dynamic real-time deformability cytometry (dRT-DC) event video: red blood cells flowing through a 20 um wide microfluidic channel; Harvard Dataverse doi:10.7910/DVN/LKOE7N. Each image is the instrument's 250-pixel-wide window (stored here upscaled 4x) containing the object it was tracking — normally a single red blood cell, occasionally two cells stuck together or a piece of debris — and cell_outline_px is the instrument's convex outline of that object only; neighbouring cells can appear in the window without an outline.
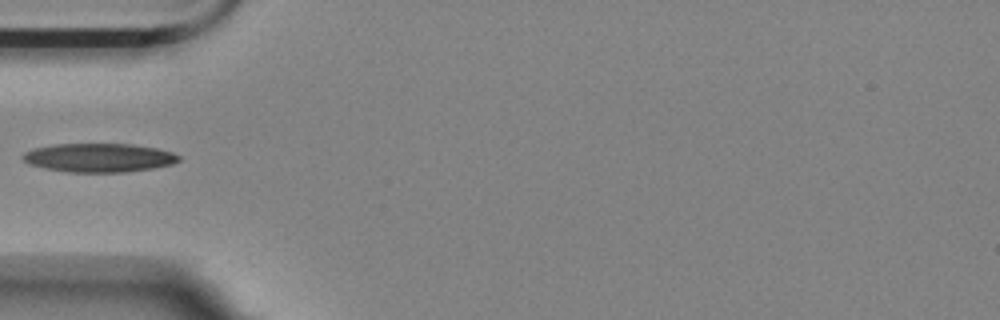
{"species": "Egyptian fruit bat (a non-hibernating species)", "species_latin": "Rousettus aegyptiacus", "temperature_condition": "room temperature", "stored_images_in_passage": 36, "camera_frame_rate_fps": 3000, "um_per_image_px": 0.085, "animal": {"sex": "female"}, "frame": {"image": 1, "passage_image": 1, "time_ms": 0.0, "image_size_px": [1000, 320], "cell_outline_px": [[180, 160], [172, 164], [152, 168], [124, 172], [68, 172], [44, 168], [28, 164], [20, 156], [24, 152], [32, 148], [56, 144], [132, 144], [156, 148], [172, 152], [180, 156]], "centroid_in_image_um": [8.37, 13.4], "position_along_channel_um": 76.6, "area_um2": 26.18}}
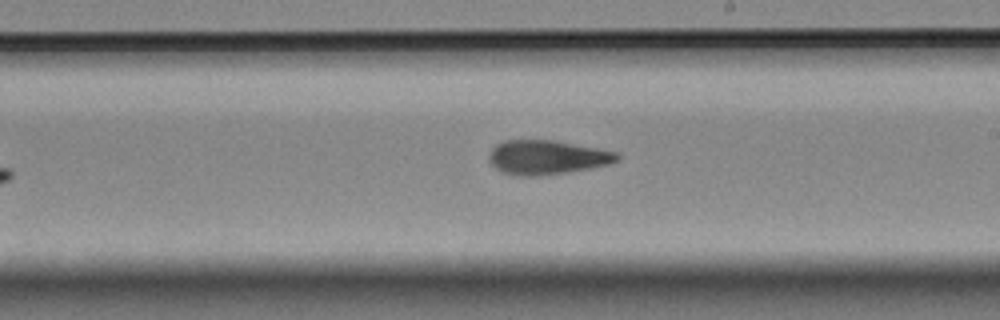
{"frame": {"image": 2, "passage_image": 15, "time_ms": 4.667, "image_size_px": [1000, 320], "cell_outline_px": [[620, 160], [608, 164], [592, 168], [568, 172], [540, 176], [516, 176], [500, 172], [492, 164], [488, 156], [492, 148], [496, 144], [504, 140], [552, 140], [596, 148], [616, 152], [620, 156]], "centroid_in_image_um": [46.47, 13.38], "position_along_channel_um": 242.5, "area_um2": 25.61}}
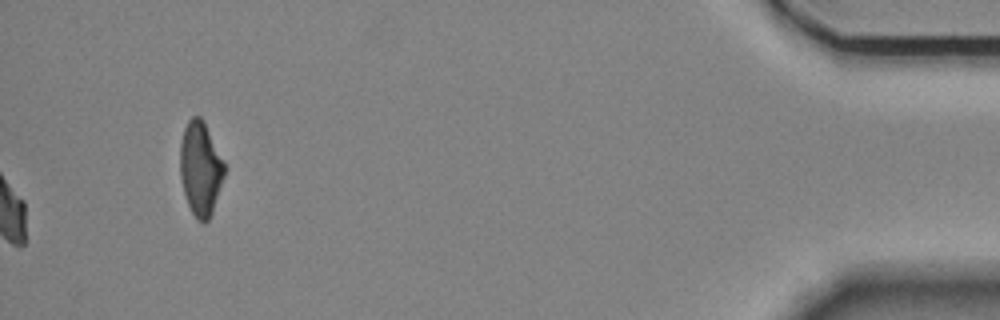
{"frame": {"image": 3, "passage_image": 36, "time_ms": 11.667, "image_size_px": [1000, 320], "cell_outline_px": [[224, 176], [212, 212], [208, 220], [204, 224], [196, 220], [188, 204], [184, 192], [180, 176], [180, 144], [184, 128], [188, 120], [192, 116], [200, 116], [204, 120], [224, 164]], "centroid_in_image_um": [17.02, 14.33], "position_along_channel_um": 418.2, "area_um2": 24.04}}